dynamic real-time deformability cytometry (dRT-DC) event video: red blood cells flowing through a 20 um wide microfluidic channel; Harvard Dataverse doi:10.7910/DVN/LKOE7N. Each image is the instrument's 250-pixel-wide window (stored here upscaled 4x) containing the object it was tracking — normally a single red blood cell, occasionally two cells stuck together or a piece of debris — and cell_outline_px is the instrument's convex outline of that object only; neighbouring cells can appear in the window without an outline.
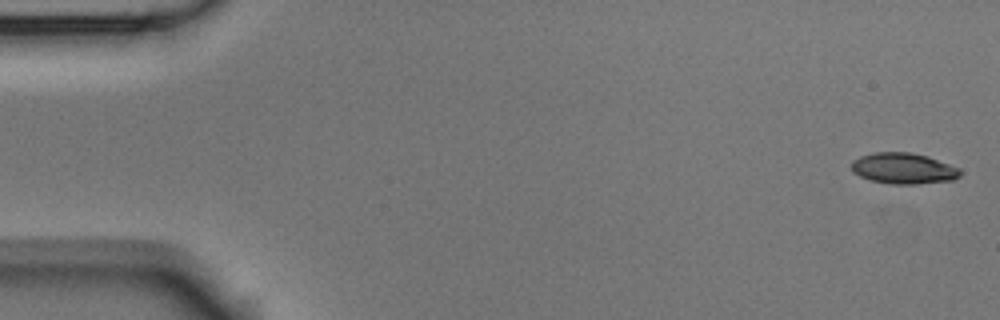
{"species": "Egyptian fruit bat (a non-hibernating species)", "species_latin": "Rousettus aegyptiacus", "temperature_condition": "room temperature", "stored_images_in_passage": 5, "camera_frame_rate_fps": 3000, "um_per_image_px": 0.085, "animal": {"sex": "male"}, "frame": {"image": 1, "passage_image": 1, "time_ms": 0.0, "image_size_px": [1000, 320], "cell_outline_px": [[960, 176], [952, 180], [916, 184], [892, 184], [872, 180], [860, 176], [852, 172], [852, 160], [860, 156], [872, 152], [912, 152], [928, 156], [960, 168]], "centroid_in_image_um": [76.79, 14.3], "position_along_channel_um": 8.2, "area_um2": 19.65}}
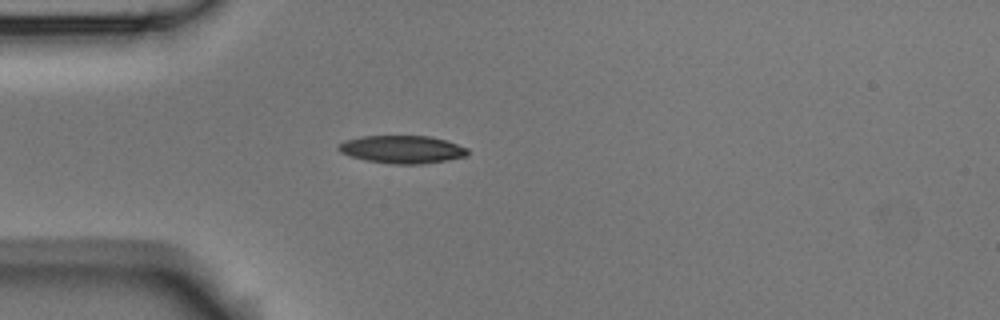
{"frame": {"image": 2, "passage_image": 5, "time_ms": 4.667, "image_size_px": [1000, 320], "cell_outline_px": [[468, 156], [448, 160], [420, 164], [392, 164], [368, 160], [352, 156], [340, 152], [336, 148], [344, 140], [360, 136], [432, 136], [468, 148]], "centroid_in_image_um": [34.19, 12.69], "position_along_channel_um": 50.8, "area_um2": 20.87}}